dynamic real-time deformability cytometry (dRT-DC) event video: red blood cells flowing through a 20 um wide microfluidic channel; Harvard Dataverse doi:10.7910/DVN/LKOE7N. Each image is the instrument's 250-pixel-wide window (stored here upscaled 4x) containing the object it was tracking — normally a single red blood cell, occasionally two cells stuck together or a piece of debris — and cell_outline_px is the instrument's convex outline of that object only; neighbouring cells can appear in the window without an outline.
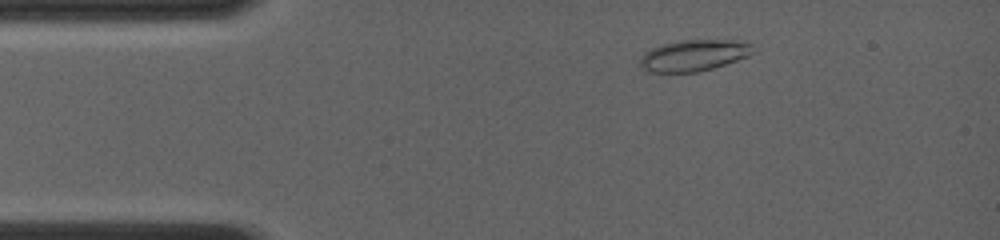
{"species": "common noctule bat (a hibernating species)", "species_latin": "Nyctalus noctula", "temperature_condition": "room temperature", "stored_images_in_passage": 55, "camera_frame_rate_fps": 4000, "um_per_image_px": 0.085, "animal": {"sex": "female", "body_mass_g": 19.0, "forearm_length_mm": 56.7}, "frame": {"image": 1, "passage_image": 8, "time_ms": 1.75, "image_size_px": [1000, 240], "cell_outline_px": [[752, 52], [748, 56], [712, 68], [696, 72], [648, 72], [640, 64], [640, 60], [644, 52], [660, 44], [680, 40], [736, 40], [752, 44]], "centroid_in_image_um": [58.94, 4.7], "position_along_channel_um": 26.1, "area_um2": 20.4}}
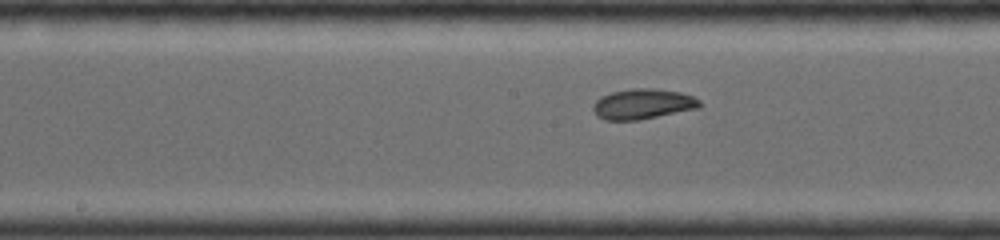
{"frame": {"image": 2, "passage_image": 29, "time_ms": 7.0, "image_size_px": [1000, 240], "cell_outline_px": [[700, 108], [640, 120], [604, 120], [596, 116], [592, 108], [592, 104], [600, 96], [612, 92], [632, 88], [656, 88], [680, 92], [692, 96], [700, 100]], "centroid_in_image_um": [54.62, 8.84], "position_along_channel_um": 193.6, "area_um2": 19.07}}
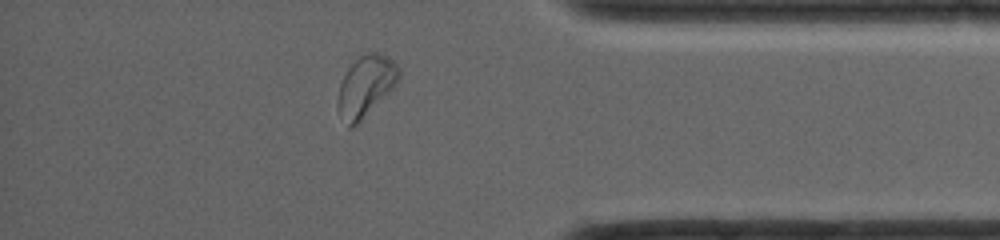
{"frame": {"image": 3, "passage_image": 50, "time_ms": 12.25, "image_size_px": [1000, 240], "cell_outline_px": [[400, 80], [352, 128], [348, 128], [336, 104], [336, 100], [340, 84], [348, 68], [360, 56], [368, 52], [376, 52], [392, 60], [400, 68]], "centroid_in_image_um": [31.08, 7.3], "position_along_channel_um": 404.1, "area_um2": 21.1}, "authors_computed_cell_mechanics": {"area_um2": 18.9006, "velocity_mm_per_s": 4.2053, "shape_relaxation_time_tau1_ms": 4.6787, "shape_relaxation_time_tau2_ms": 1.2354, "deformation_change_tau1": 0.1606, "deformation_change_tau2": 0.0625}}